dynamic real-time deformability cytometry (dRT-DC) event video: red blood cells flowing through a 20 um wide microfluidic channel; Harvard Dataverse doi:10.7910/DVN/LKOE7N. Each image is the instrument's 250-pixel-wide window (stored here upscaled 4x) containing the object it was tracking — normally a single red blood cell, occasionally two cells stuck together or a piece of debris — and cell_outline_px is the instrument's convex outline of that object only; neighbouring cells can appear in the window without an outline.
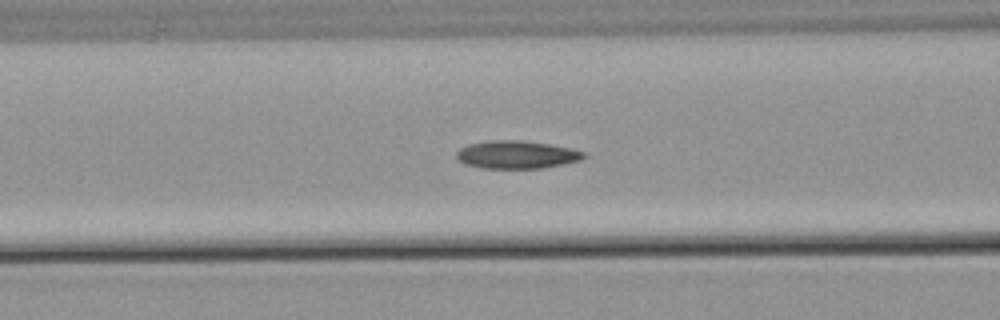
{"species": "common noctule bat (a hibernating species)", "species_latin": "Nyctalus noctula", "temperature_condition": "warm", "stored_images_in_passage": 44, "camera_frame_rate_fps": 3000, "um_per_image_px": 0.085, "animal": {"sex": "male", "body_mass_g": 21.5, "forearm_length_mm": 52.0}, "frame": {"image": 1, "passage_image": 16, "time_ms": 5.0, "image_size_px": [1000, 320], "cell_outline_px": [[584, 156], [580, 160], [564, 164], [544, 168], [484, 168], [468, 164], [460, 160], [456, 156], [456, 152], [460, 148], [468, 144], [488, 140], [524, 140], [548, 144], [568, 148], [584, 152]], "centroid_in_image_um": [43.9, 13.14], "position_along_channel_um": 122.7, "area_um2": 20.46}}
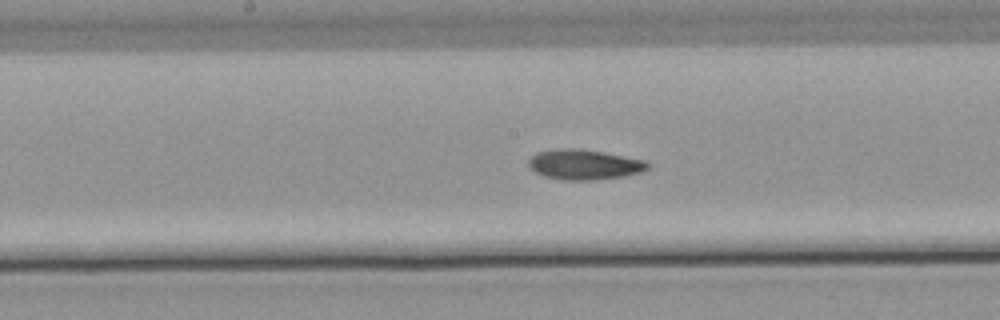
{"frame": {"image": 2, "passage_image": 22, "time_ms": 7.0, "image_size_px": [1000, 320], "cell_outline_px": [[648, 168], [640, 172], [624, 176], [592, 180], [564, 180], [544, 176], [528, 168], [528, 160], [536, 152], [556, 148], [580, 148], [604, 152], [644, 160], [648, 164]], "centroid_in_image_um": [49.6, 13.97], "position_along_channel_um": 198.6, "area_um2": 20.98}}
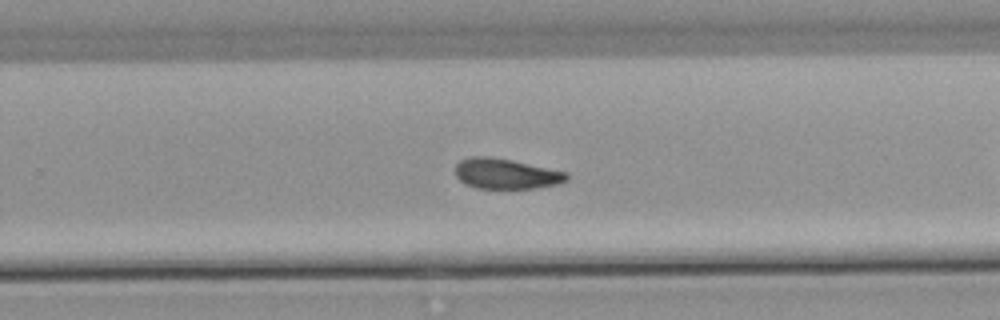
{"frame": {"image": 3, "passage_image": 29, "time_ms": 9.333, "image_size_px": [1000, 320], "cell_outline_px": [[568, 180], [556, 184], [536, 188], [476, 188], [464, 184], [456, 176], [456, 164], [460, 160], [472, 156], [488, 156], [512, 160], [568, 172]], "centroid_in_image_um": [43.0, 14.76], "position_along_channel_um": 286.8, "area_um2": 19.71}, "authors_computed_cell_mechanics": {"area_um2": 20.23, "velocity_mm_per_s": 3.8062, "shape_relaxation_time_tau1_ms": null, "shape_relaxation_time_tau2_ms": 5.9117, "deformation_change_tau1": null, "deformation_change_tau2": 0.1093}}